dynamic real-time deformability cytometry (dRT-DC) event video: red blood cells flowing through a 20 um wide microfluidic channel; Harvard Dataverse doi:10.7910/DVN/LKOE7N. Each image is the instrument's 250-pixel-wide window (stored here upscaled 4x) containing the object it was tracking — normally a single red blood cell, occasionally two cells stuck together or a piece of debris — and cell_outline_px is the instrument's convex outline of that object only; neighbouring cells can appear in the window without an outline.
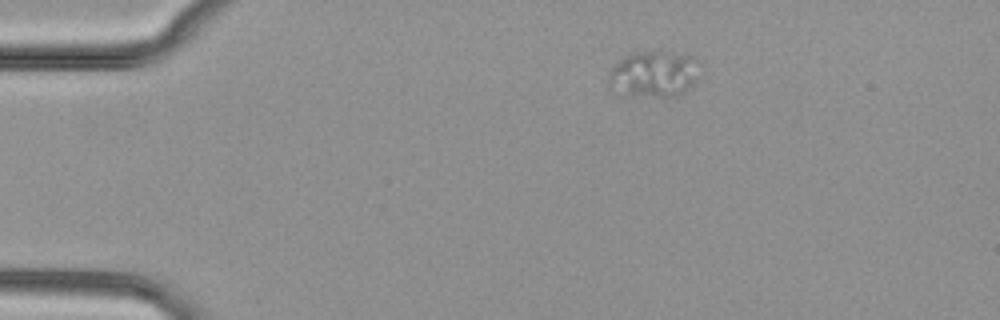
{"species": "common noctule bat (a hibernating species)", "species_latin": "Nyctalus noctula", "temperature_condition": "cold", "stored_images_in_passage": 43, "camera_frame_rate_fps": 3000, "um_per_image_px": 0.085, "animal": {"sex": "female", "body_mass_g": 29.2, "forearm_length_mm": 56.3}, "frame": {"image": 1, "passage_image": 1, "time_ms": 0.0, "image_size_px": [1000, 320], "cell_outline_px": [[696, 80], [676, 96], [660, 96], [628, 92], [608, 84], [608, 72], [620, 60], [636, 52], [664, 52], [696, 56]], "centroid_in_image_um": [55.6, 6.24], "position_along_channel_um": 29.4, "area_um2": 23.06}}
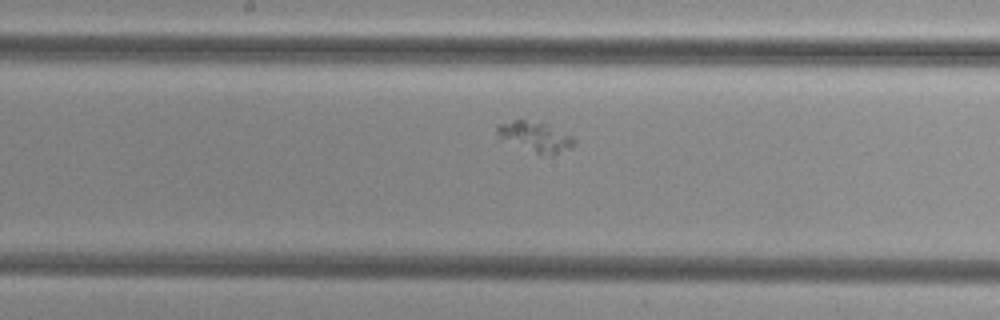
{"frame": {"image": 2, "passage_image": 19, "time_ms": 6.0, "image_size_px": [1000, 320], "cell_outline_px": [[576, 144], [572, 148], [552, 156], [540, 156], [500, 140], [496, 132], [496, 124], [516, 120], [524, 120], [544, 124], [572, 136], [576, 140]], "centroid_in_image_um": [45.47, 11.69], "position_along_channel_um": 202.7, "area_um2": 13.93}}
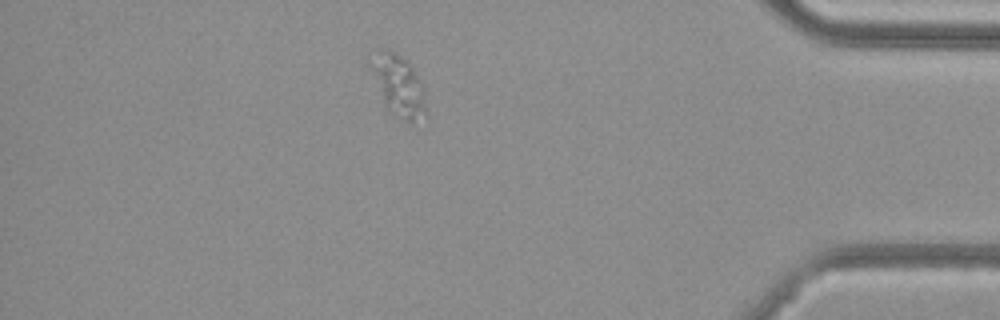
{"frame": {"image": 3, "passage_image": 37, "time_ms": 12.0, "image_size_px": [1000, 320], "cell_outline_px": [[428, 120], [412, 124], [408, 124], [388, 112], [384, 104], [368, 68], [368, 52], [376, 48], [384, 48], [396, 52], [412, 68], [420, 80], [424, 88], [428, 116]], "centroid_in_image_um": [33.84, 7.31], "position_along_channel_um": 401.4, "area_um2": 21.21}}